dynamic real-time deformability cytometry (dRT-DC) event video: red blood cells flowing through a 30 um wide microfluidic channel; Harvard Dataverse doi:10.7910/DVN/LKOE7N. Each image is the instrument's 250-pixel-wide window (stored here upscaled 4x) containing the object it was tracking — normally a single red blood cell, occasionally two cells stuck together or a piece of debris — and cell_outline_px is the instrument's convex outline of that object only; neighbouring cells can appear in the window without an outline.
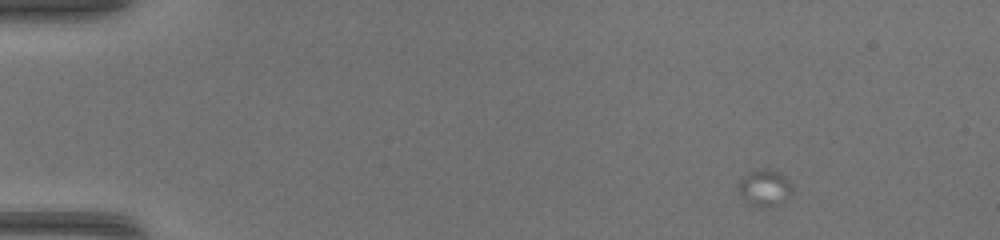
{"species": "common noctule bat (a hibernating species)", "species_latin": "Nyctalus noctula", "temperature_condition": "warm", "stored_images_in_passage": 12, "camera_frame_rate_fps": 3000, "um_per_image_px": 0.085, "animal": {"sex": "female", "body_mass_g": 17.0, "forearm_length_mm": 48.0}, "frame": {"image": 1, "passage_image": 1, "time_ms": 0.0, "image_size_px": [1000, 240], "cell_outline_px": [[792, 192], [784, 200], [768, 208], [760, 208], [752, 204], [736, 188], [736, 184], [748, 172], [756, 168], [768, 168], [780, 172], [788, 180], [792, 188]], "centroid_in_image_um": [64.98, 15.93], "position_along_channel_um": 20.0, "area_um2": 11.44}}